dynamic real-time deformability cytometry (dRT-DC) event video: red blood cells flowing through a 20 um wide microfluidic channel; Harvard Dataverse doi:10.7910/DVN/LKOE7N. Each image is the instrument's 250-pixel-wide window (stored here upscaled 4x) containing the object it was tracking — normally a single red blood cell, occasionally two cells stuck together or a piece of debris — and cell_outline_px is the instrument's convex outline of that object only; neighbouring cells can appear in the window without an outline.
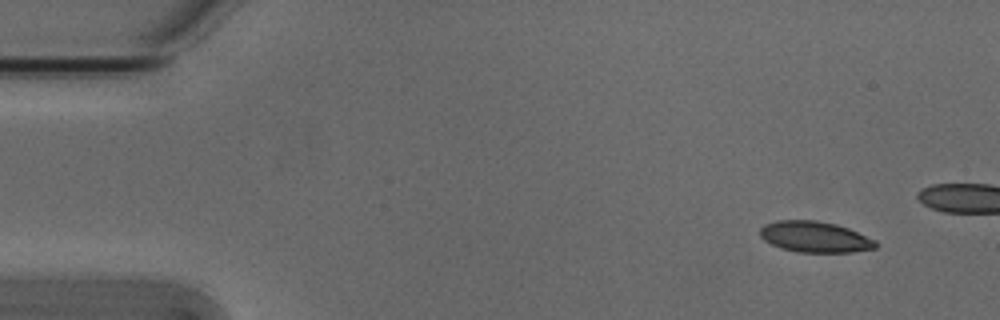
{"species": "Egyptian fruit bat (a non-hibernating species)", "species_latin": "Rousettus aegyptiacus", "temperature_condition": "cold", "stored_images_in_passage": 5, "camera_frame_rate_fps": 3000, "um_per_image_px": 0.085, "animal": {"sex": "male"}, "frame": {"image": 1, "passage_image": 1, "time_ms": 0.0, "image_size_px": [1000, 320], "cell_outline_px": [[876, 248], [852, 252], [796, 252], [780, 248], [764, 240], [760, 236], [760, 228], [764, 224], [776, 220], [816, 220], [836, 224], [848, 228], [876, 240]], "centroid_in_image_um": [69.24, 20.13], "position_along_channel_um": 15.8, "area_um2": 20.92}}